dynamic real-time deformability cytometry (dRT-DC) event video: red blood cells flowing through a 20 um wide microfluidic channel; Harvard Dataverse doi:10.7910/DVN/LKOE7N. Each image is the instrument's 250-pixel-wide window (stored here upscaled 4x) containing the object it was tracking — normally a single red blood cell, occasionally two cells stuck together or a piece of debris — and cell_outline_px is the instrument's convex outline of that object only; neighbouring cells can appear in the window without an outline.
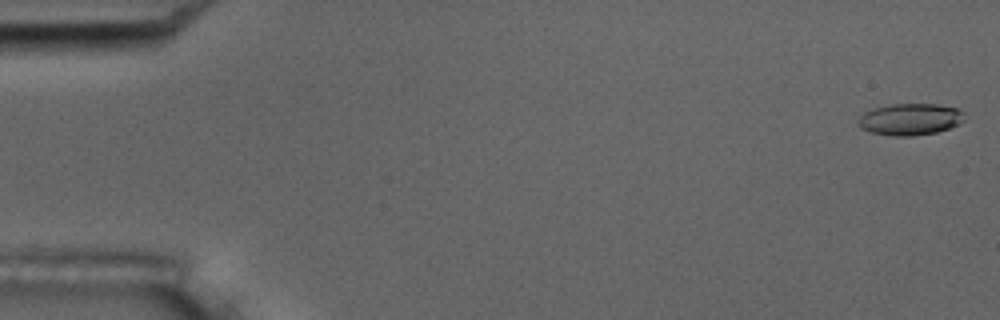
{"species": "common noctule bat (a hibernating species)", "species_latin": "Nyctalus noctula", "temperature_condition": "room temperature", "stored_images_in_passage": 54, "camera_frame_rate_fps": 3000, "um_per_image_px": 0.085, "animal": {"sex": "male", "body_mass_g": 17.5, "forearm_length_mm": 52.3}, "frame": {"image": 1, "passage_image": 1, "time_ms": 0.0, "image_size_px": [1000, 320], "cell_outline_px": [[964, 120], [960, 124], [936, 132], [912, 136], [896, 136], [872, 132], [860, 128], [856, 124], [860, 116], [864, 112], [872, 108], [892, 104], [936, 104], [956, 108], [964, 112]], "centroid_in_image_um": [77.35, 10.13], "position_along_channel_um": 7.7, "area_um2": 19.65}}
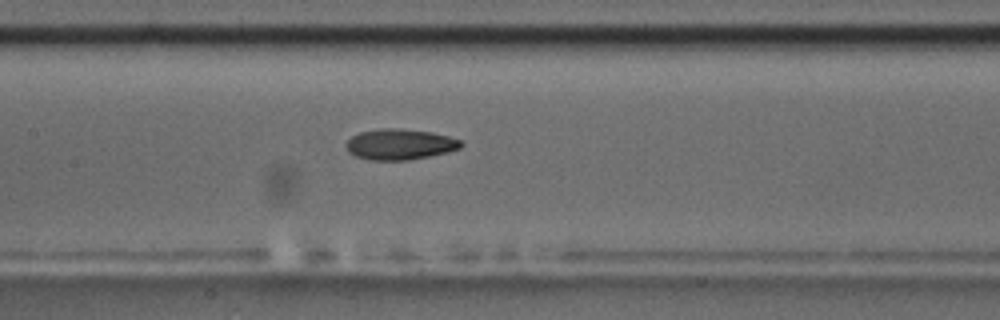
{"frame": {"image": 2, "passage_image": 26, "time_ms": 8.333, "image_size_px": [1000, 320], "cell_outline_px": [[464, 144], [460, 148], [448, 152], [408, 160], [372, 160], [356, 156], [348, 152], [344, 144], [352, 136], [360, 132], [380, 128], [400, 128], [432, 132], [448, 136], [460, 140]], "centroid_in_image_um": [33.98, 12.26], "position_along_channel_um": 173.4, "area_um2": 20.63}, "authors_computed_cell_mechanics": {"area_um2": 20.2878, "velocity_mm_per_s": 3.7293, "shape_relaxation_time_tau1_ms": 6.3405, "shape_relaxation_time_tau2_ms": 6.8039, "deformation_change_tau1": 0.1778, "deformation_change_tau2": 0.1468}}